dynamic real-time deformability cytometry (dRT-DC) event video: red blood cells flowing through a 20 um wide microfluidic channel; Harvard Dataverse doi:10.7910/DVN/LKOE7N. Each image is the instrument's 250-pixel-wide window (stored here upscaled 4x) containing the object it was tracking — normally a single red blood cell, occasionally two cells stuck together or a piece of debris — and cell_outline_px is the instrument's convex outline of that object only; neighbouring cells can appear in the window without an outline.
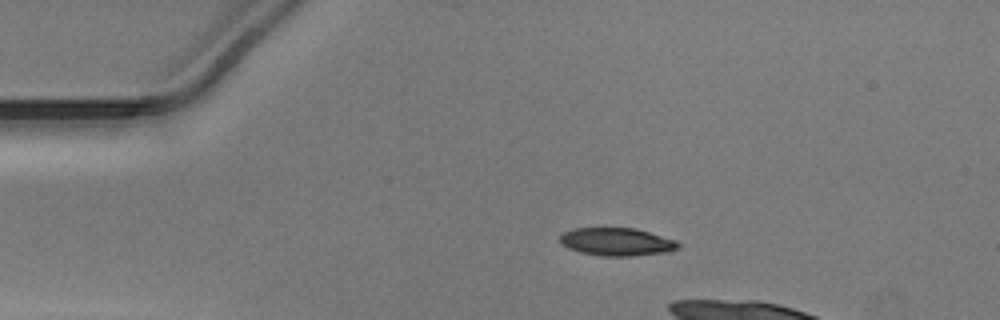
{"species": "Egyptian fruit bat (a non-hibernating species)", "species_latin": "Rousettus aegyptiacus", "temperature_condition": "warm", "stored_images_in_passage": 15, "camera_frame_rate_fps": 3000, "um_per_image_px": 0.085, "animal": {"sex": "male"}, "frame": {"image": 1, "passage_image": 9, "time_ms": 2.667, "image_size_px": [1000, 320], "cell_outline_px": [[680, 248], [668, 252], [632, 256], [600, 256], [580, 252], [568, 248], [560, 244], [560, 236], [564, 232], [572, 228], [636, 228], [676, 240], [680, 244]], "centroid_in_image_um": [52.43, 20.56], "position_along_channel_um": 32.6, "area_um2": 19.42}}